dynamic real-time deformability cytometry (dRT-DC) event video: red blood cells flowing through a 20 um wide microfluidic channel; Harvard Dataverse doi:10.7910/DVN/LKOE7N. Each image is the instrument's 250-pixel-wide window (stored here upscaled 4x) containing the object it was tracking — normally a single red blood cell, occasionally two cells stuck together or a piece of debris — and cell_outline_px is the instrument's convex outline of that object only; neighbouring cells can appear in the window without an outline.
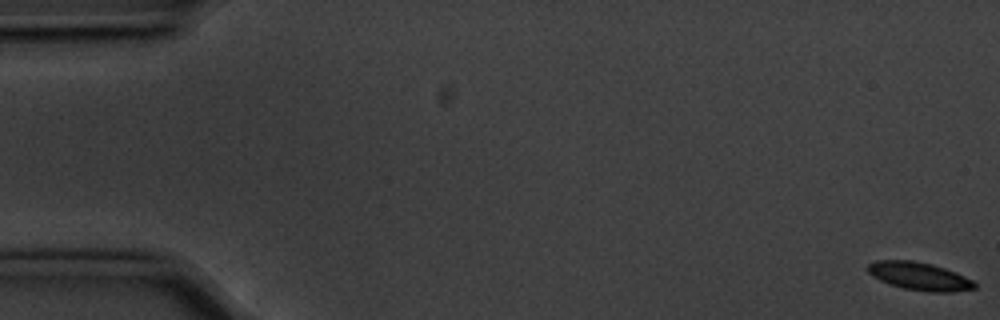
{"species": "common noctule bat (a hibernating species)", "species_latin": "Nyctalus noctula", "temperature_condition": "cold", "stored_images_in_passage": 12, "camera_frame_rate_fps": 3000, "um_per_image_px": 0.085, "animal": {"sex": "male", "body_mass_g": 20.1, "forearm_length_mm": 53.5}, "frame": {"image": 1, "passage_image": 1, "time_ms": 0.0, "image_size_px": [1000, 320], "cell_outline_px": [[976, 288], [952, 292], [928, 292], [904, 288], [880, 280], [872, 276], [864, 268], [868, 264], [876, 260], [912, 260], [932, 264], [956, 272], [972, 280], [976, 284]], "centroid_in_image_um": [78.12, 23.47], "position_along_channel_um": 6.9, "area_um2": 17.4}}